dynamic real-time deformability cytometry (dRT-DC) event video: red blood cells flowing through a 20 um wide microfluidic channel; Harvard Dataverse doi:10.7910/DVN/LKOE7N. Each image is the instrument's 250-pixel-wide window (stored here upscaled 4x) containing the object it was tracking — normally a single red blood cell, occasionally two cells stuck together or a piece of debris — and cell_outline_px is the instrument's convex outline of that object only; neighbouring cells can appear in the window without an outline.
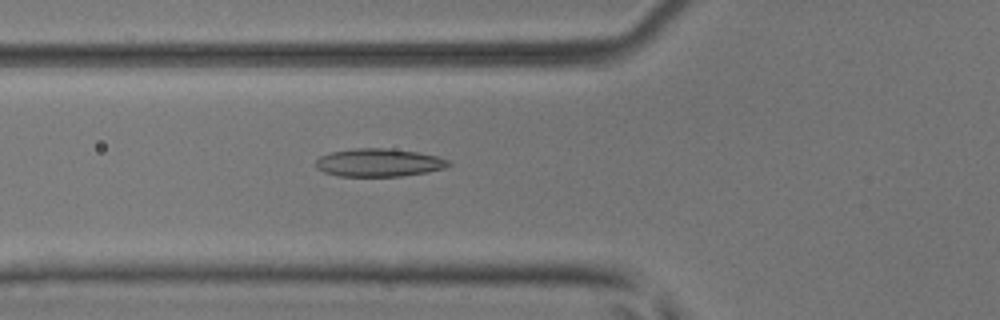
{"species": "common noctule bat (a hibernating species)", "species_latin": "Nyctalus noctula", "temperature_condition": "room temperature", "stored_images_in_passage": 38, "camera_frame_rate_fps": 3000, "um_per_image_px": 0.085, "animal": {"sex": "male", "body_mass_g": 17.9, "forearm_length_mm": 54.2}, "frame": {"image": 1, "passage_image": 5, "time_ms": 1.333, "image_size_px": [1000, 320], "cell_outline_px": [[452, 164], [444, 168], [428, 172], [400, 176], [340, 176], [324, 172], [316, 168], [316, 160], [320, 156], [332, 152], [356, 148], [384, 148], [416, 152], [436, 156], [448, 160]], "centroid_in_image_um": [32.19, 13.83], "position_along_channel_um": 93.6, "area_um2": 21.5}}
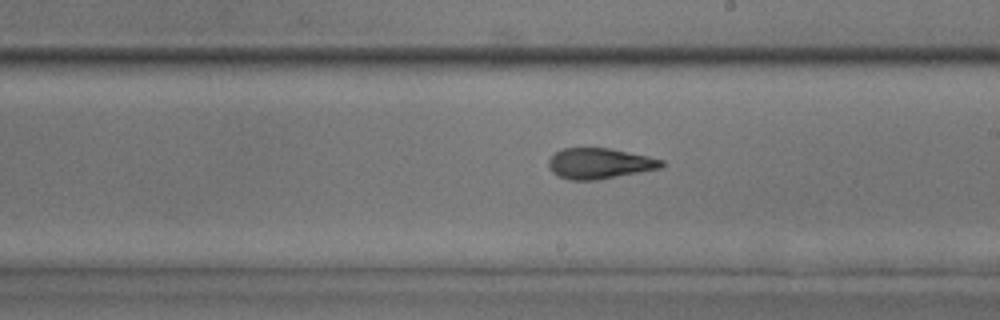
{"frame": {"image": 2, "passage_image": 16, "time_ms": 5.0, "image_size_px": [1000, 320], "cell_outline_px": [[664, 164], [660, 168], [596, 180], [568, 180], [552, 172], [548, 164], [548, 160], [556, 152], [564, 148], [608, 148], [648, 156], [664, 160]], "centroid_in_image_um": [50.95, 13.89], "position_along_channel_um": 238.1, "area_um2": 19.94}}
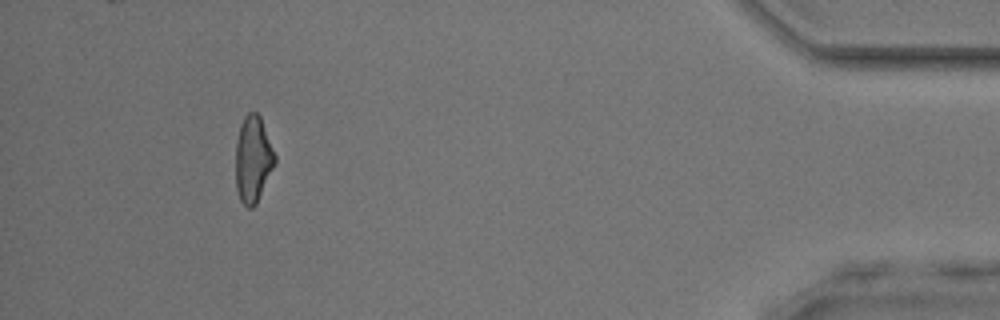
{"frame": {"image": 3, "passage_image": 34, "time_ms": 11.0, "image_size_px": [1000, 320], "cell_outline_px": [[276, 160], [256, 204], [252, 208], [248, 208], [240, 200], [236, 188], [236, 140], [240, 124], [244, 116], [248, 112], [256, 112], [260, 116], [276, 156]], "centroid_in_image_um": [21.49, 13.51], "position_along_channel_um": 413.7, "area_um2": 19.59}, "authors_computed_cell_mechanics": {"area_um2": 20.0566, "velocity_mm_per_s": 3.9481, "shape_relaxation_time_tau1_ms": 6.7589, "shape_relaxation_time_tau2_ms": 2.2117, "deformation_change_tau1": 0.1759, "deformation_change_tau2": 0.1044}}